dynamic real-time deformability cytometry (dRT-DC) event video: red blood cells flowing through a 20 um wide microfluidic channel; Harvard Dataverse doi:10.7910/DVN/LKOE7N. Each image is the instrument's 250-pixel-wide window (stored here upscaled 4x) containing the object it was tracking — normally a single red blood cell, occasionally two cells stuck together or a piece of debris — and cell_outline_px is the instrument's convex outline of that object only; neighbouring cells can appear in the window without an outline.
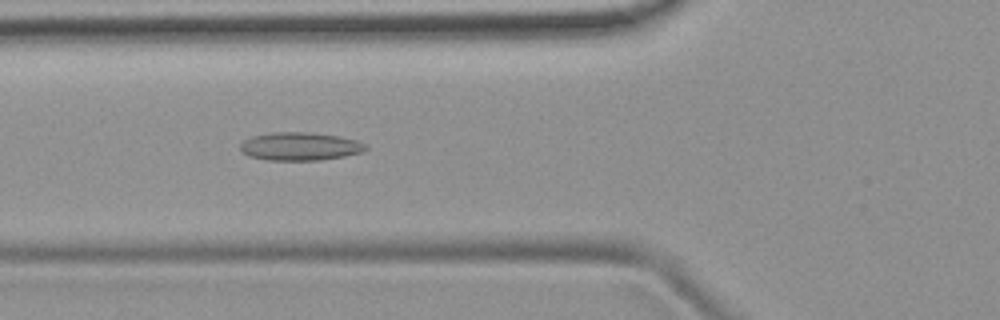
{"species": "common noctule bat (a hibernating species)", "species_latin": "Nyctalus noctula", "temperature_condition": "room temperature", "stored_images_in_passage": 40, "camera_frame_rate_fps": 3000, "um_per_image_px": 0.085, "animal": {"sex": "female", "body_mass_g": 19.9}, "frame": {"image": 1, "passage_image": 8, "time_ms": 2.333, "image_size_px": [1000, 320], "cell_outline_px": [[368, 148], [360, 152], [344, 156], [320, 160], [268, 160], [248, 156], [240, 148], [240, 144], [244, 140], [252, 136], [272, 132], [312, 132], [340, 136], [356, 140], [368, 144]], "centroid_in_image_um": [25.51, 12.43], "position_along_channel_um": 100.3, "area_um2": 20.63}}
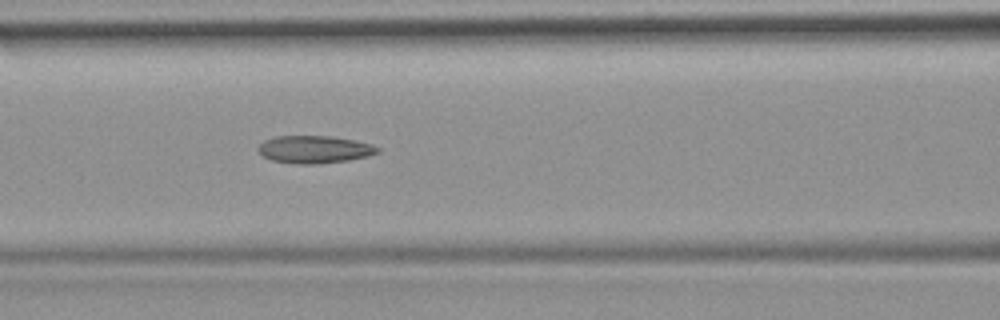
{"frame": {"image": 2, "passage_image": 11, "time_ms": 3.333, "image_size_px": [1000, 320], "cell_outline_px": [[380, 152], [368, 156], [348, 160], [316, 164], [296, 164], [272, 160], [264, 156], [256, 148], [264, 140], [276, 136], [332, 136], [372, 144], [380, 148]], "centroid_in_image_um": [26.73, 12.7], "position_along_channel_um": 139.9, "area_um2": 19.13}}
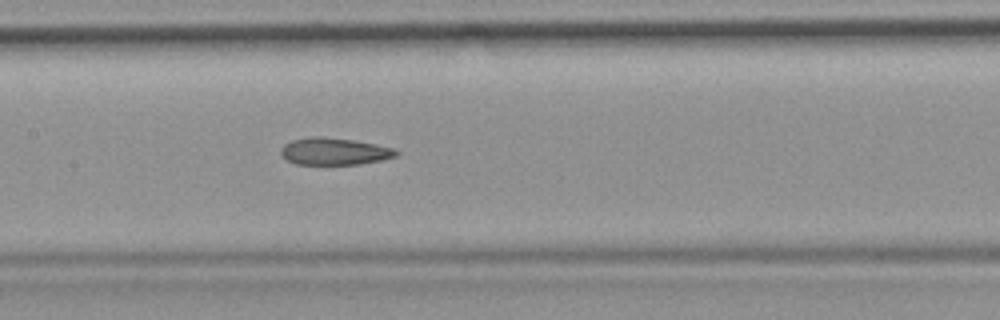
{"frame": {"image": 3, "passage_image": 14, "time_ms": 4.333, "image_size_px": [1000, 320], "cell_outline_px": [[400, 152], [396, 156], [380, 160], [360, 164], [296, 164], [288, 160], [280, 152], [280, 148], [284, 144], [292, 140], [312, 136], [320, 136], [352, 140], [396, 148]], "centroid_in_image_um": [28.42, 12.86], "position_along_channel_um": 179.0, "area_um2": 18.09}, "authors_computed_cell_mechanics": {"area_um2": 18.9584, "velocity_mm_per_s": 3.9222, "shape_relaxation_time_tau1_ms": null, "shape_relaxation_time_tau2_ms": 5.1497, "deformation_change_tau1": null, "deformation_change_tau2": 0.1608}}